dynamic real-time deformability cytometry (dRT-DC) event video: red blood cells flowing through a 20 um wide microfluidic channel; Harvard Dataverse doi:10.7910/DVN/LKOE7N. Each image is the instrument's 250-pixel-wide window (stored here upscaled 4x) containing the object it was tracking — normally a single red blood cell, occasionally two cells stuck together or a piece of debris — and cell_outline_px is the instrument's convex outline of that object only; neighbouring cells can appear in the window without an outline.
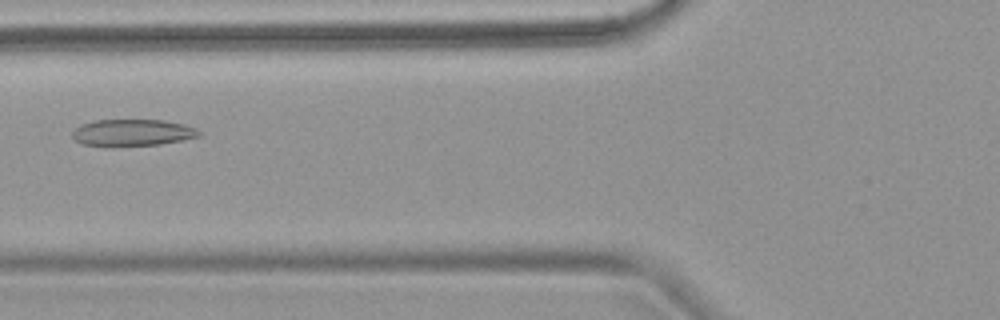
{"species": "common noctule bat (a hibernating species)", "species_latin": "Nyctalus noctula", "temperature_condition": "warm", "stored_images_in_passage": 7, "camera_frame_rate_fps": 3000, "um_per_image_px": 0.085, "animal": {"sex": "female", "body_mass_g": 18.4}, "frame": {"image": 1, "passage_image": 6, "time_ms": 6.333, "image_size_px": [1000, 320], "cell_outline_px": [[200, 136], [184, 140], [160, 144], [112, 148], [104, 148], [84, 144], [76, 140], [72, 136], [72, 132], [80, 124], [96, 120], [164, 120], [184, 124], [196, 128], [200, 132]], "centroid_in_image_um": [11.23, 11.3], "position_along_channel_um": 114.6, "area_um2": 20.29}}
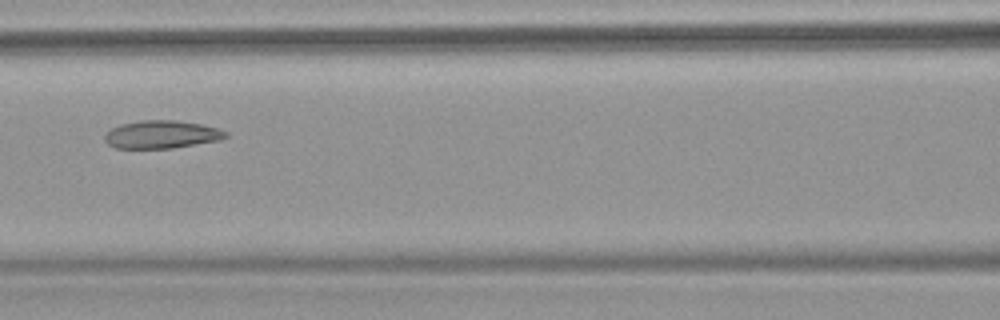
{"frame": {"image": 2, "passage_image": 7, "time_ms": 7.333, "image_size_px": [1000, 320], "cell_outline_px": [[228, 136], [220, 140], [172, 148], [116, 148], [108, 144], [104, 140], [104, 132], [120, 124], [140, 120], [176, 120], [200, 124], [216, 128], [228, 132]], "centroid_in_image_um": [13.7, 11.42], "position_along_channel_um": 152.9, "area_um2": 19.71}}